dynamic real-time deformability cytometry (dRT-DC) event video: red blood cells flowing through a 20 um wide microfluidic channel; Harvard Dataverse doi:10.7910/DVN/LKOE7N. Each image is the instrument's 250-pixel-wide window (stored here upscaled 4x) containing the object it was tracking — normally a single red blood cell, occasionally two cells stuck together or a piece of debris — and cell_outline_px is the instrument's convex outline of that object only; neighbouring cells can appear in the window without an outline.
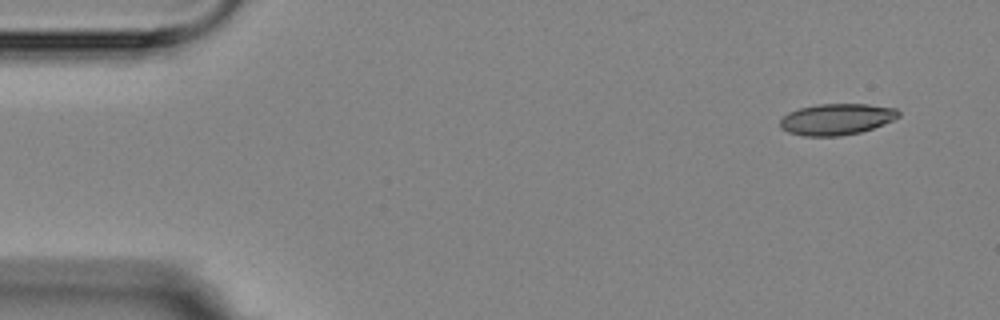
{"species": "Egyptian fruit bat (a non-hibernating species)", "species_latin": "Rousettus aegyptiacus", "temperature_condition": "room temperature", "stored_images_in_passage": 10, "camera_frame_rate_fps": 3000, "um_per_image_px": 0.085, "animal": {"sex": "female"}, "frame": {"image": 1, "passage_image": 1, "time_ms": 0.0, "image_size_px": [1000, 320], "cell_outline_px": [[900, 116], [884, 124], [860, 132], [840, 136], [804, 136], [788, 132], [780, 128], [780, 120], [788, 112], [800, 108], [820, 104], [868, 104], [896, 108], [900, 112]], "centroid_in_image_um": [71.11, 10.13], "position_along_channel_um": 13.9, "area_um2": 21.56}}
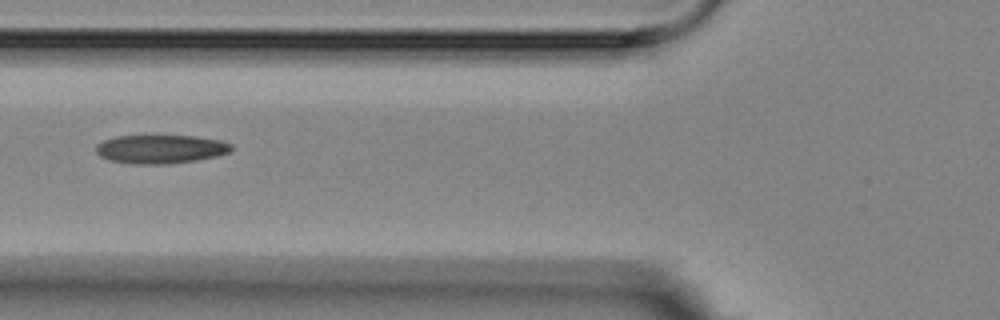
{"frame": {"image": 2, "passage_image": 6, "time_ms": 5.667, "image_size_px": [1000, 320], "cell_outline_px": [[232, 148], [228, 152], [216, 156], [196, 160], [164, 164], [132, 164], [108, 160], [100, 156], [96, 152], [96, 144], [104, 140], [116, 136], [196, 136], [220, 140], [232, 144]], "centroid_in_image_um": [13.62, 12.67], "position_along_channel_um": 112.2, "area_um2": 22.54}}
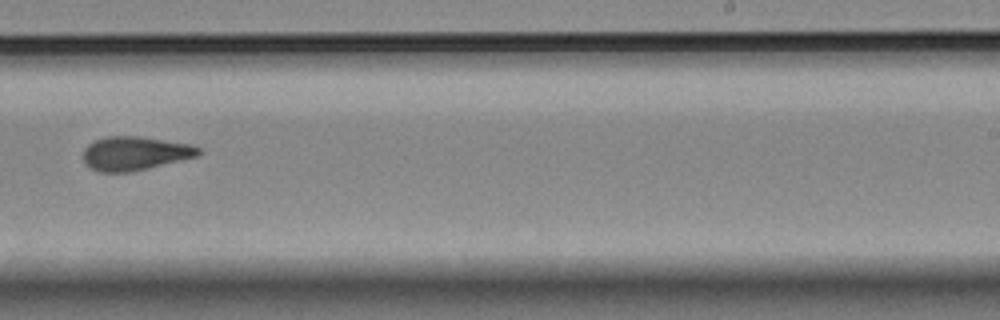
{"frame": {"image": 3, "passage_image": 10, "time_ms": 10.333, "image_size_px": [1000, 320], "cell_outline_px": [[200, 152], [196, 156], [132, 172], [100, 172], [92, 168], [84, 160], [84, 148], [88, 144], [96, 140], [108, 136], [140, 136], [192, 144], [200, 148]], "centroid_in_image_um": [11.47, 13.02], "position_along_channel_um": 277.5, "area_um2": 22.48}}